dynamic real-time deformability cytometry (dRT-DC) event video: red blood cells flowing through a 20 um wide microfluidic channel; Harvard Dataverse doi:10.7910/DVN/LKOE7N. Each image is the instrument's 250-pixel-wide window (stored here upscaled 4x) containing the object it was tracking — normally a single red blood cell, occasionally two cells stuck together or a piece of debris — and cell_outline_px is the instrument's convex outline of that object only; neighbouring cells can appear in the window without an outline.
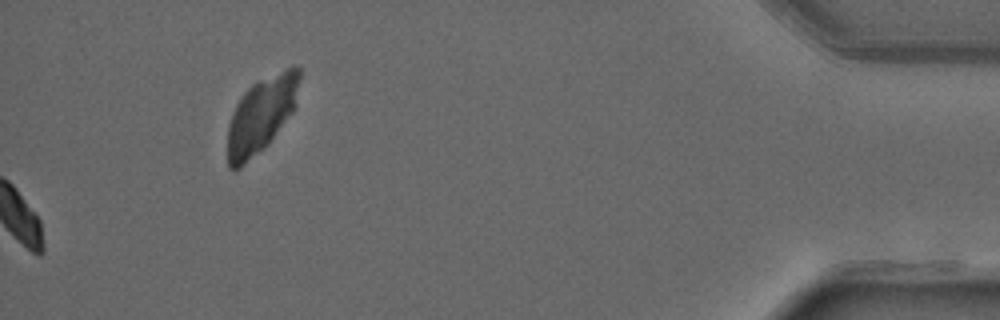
{"species": "common noctule bat (a hibernating species)", "species_latin": "Nyctalus noctula", "temperature_condition": "warm", "stored_images_in_passage": 46, "segment_of_instrument_passage": [2, 2], "camera_frame_rate_fps": 3000, "um_per_image_px": 0.085, "animal": {"sex": "male", "forearm_length_mm": 52.5}, "frame": {"image": 1, "passage_image": 46, "time_ms": 15.0, "image_size_px": [1000, 320], "cell_outline_px": [[300, 76], [296, 104], [292, 112], [268, 144], [236, 172], [228, 168], [228, 124], [232, 112], [236, 104], [244, 92], [256, 80], [292, 64], [300, 68]], "centroid_in_image_um": [22.2, 9.73], "position_along_channel_um": 413.0, "area_um2": 32.08}}